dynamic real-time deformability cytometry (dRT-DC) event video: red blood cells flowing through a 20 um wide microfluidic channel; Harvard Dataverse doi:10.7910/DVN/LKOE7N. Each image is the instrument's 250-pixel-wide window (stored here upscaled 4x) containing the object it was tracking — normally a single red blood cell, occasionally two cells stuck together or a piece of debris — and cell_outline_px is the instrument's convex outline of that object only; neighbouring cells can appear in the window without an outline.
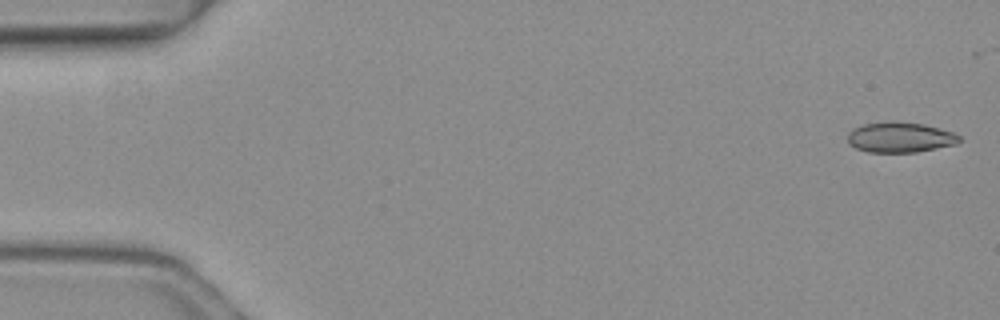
{"species": "common noctule bat (a hibernating species)", "species_latin": "Nyctalus noctula", "temperature_condition": "warm", "stored_images_in_passage": 7, "camera_frame_rate_fps": 3000, "um_per_image_px": 0.085, "animal": {"sex": "female", "body_mass_g": 19.3, "forearm_length_mm": 54.1}, "frame": {"image": 1, "passage_image": 1, "time_ms": 0.0, "image_size_px": [1000, 320], "cell_outline_px": [[964, 140], [956, 144], [916, 152], [868, 152], [856, 148], [848, 144], [848, 132], [852, 128], [864, 124], [888, 120], [892, 120], [924, 124], [952, 132], [960, 136]], "centroid_in_image_um": [76.49, 11.66], "position_along_channel_um": 8.5, "area_um2": 20.0}}
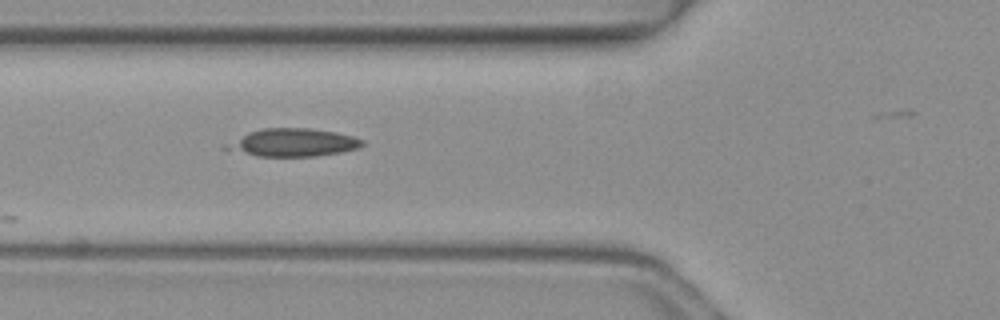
{"frame": {"image": 2, "passage_image": 5, "time_ms": 1.333, "image_size_px": [1000, 320], "cell_outline_px": [[364, 144], [360, 148], [340, 152], [316, 156], [256, 156], [220, 148], [224, 144], [248, 132], [264, 128], [308, 128], [336, 132], [352, 136], [364, 140]], "centroid_in_image_um": [24.88, 12.12], "position_along_channel_um": 100.9, "area_um2": 22.14}}